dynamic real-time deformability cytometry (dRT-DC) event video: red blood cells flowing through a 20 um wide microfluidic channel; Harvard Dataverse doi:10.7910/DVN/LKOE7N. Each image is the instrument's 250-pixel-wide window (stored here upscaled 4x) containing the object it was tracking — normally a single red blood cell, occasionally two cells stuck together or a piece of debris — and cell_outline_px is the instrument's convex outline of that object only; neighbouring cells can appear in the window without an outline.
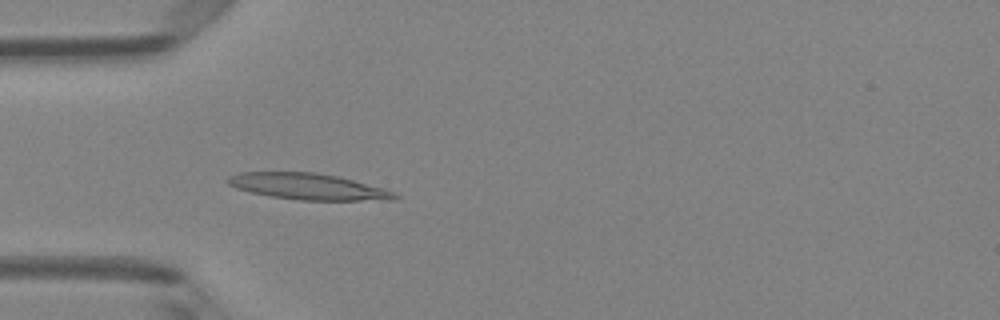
{"species": "Egyptian fruit bat (a non-hibernating species)", "species_latin": "Rousettus aegyptiacus", "temperature_condition": "room temperature", "stored_images_in_passage": 4, "camera_frame_rate_fps": 3000, "um_per_image_px": 0.085, "animal": {"sex": "female"}, "frame": {"image": 1, "passage_image": 4, "time_ms": 1.0, "image_size_px": [1000, 320], "cell_outline_px": [[400, 196], [396, 200], [300, 200], [272, 196], [252, 192], [236, 188], [228, 184], [224, 180], [228, 176], [240, 172], [316, 172], [336, 176], [384, 188]], "centroid_in_image_um": [26.17, 15.85], "position_along_channel_um": 58.8, "area_um2": 25.37}}